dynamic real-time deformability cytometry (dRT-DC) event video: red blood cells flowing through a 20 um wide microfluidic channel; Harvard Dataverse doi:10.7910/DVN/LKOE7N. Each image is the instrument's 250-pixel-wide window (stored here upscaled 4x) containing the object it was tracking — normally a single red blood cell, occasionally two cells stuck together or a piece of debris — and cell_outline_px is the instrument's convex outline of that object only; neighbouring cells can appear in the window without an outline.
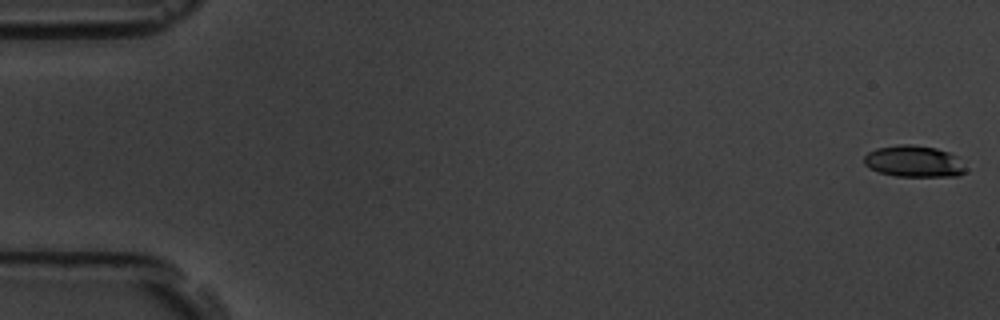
{"species": "common noctule bat (a hibernating species)", "species_latin": "Nyctalus noctula", "temperature_condition": "room temperature", "stored_images_in_passage": 3, "camera_frame_rate_fps": 3000, "um_per_image_px": 0.085, "animal": {"sex": "male", "body_mass_g": 19.5, "forearm_length_mm": 54.6}, "frame": {"image": 1, "passage_image": 1, "time_ms": 0.0, "image_size_px": [1000, 320], "cell_outline_px": [[968, 172], [956, 176], [896, 176], [880, 172], [868, 168], [864, 164], [864, 156], [868, 152], [876, 148], [900, 144], [912, 144], [936, 148], [948, 152], [956, 156], [968, 168]], "centroid_in_image_um": [77.7, 13.71], "position_along_channel_um": 7.3, "area_um2": 18.84}}